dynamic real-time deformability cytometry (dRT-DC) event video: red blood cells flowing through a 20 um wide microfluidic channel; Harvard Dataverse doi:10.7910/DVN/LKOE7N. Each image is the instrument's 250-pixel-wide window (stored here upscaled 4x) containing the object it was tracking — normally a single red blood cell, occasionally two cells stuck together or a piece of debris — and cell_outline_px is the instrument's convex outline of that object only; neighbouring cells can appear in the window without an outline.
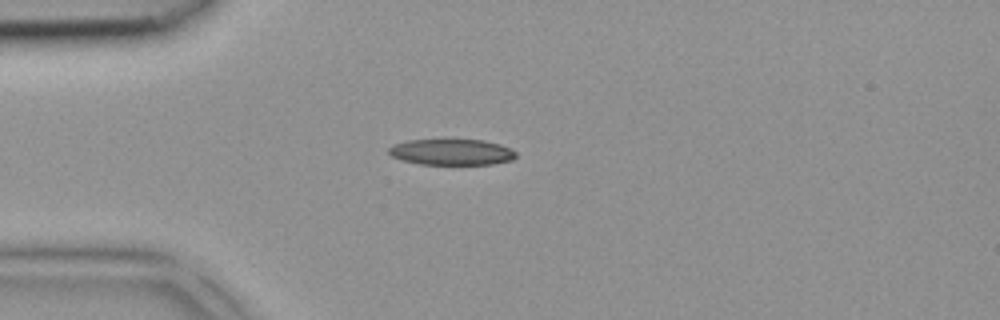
{"species": "common noctule bat (a hibernating species)", "species_latin": "Nyctalus noctula", "temperature_condition": "room temperature", "stored_images_in_passage": 1, "camera_frame_rate_fps": 3000, "um_per_image_px": 0.085, "animal": {"sex": "female", "body_mass_g": 18.4}, "frame": {"image": 1, "passage_image": 1, "time_ms": 0.0, "image_size_px": [1000, 320], "cell_outline_px": [[516, 156], [512, 160], [492, 164], [420, 164], [400, 160], [392, 156], [388, 152], [388, 148], [392, 144], [408, 140], [484, 140], [500, 144], [516, 152]], "centroid_in_image_um": [38.35, 12.92], "position_along_channel_um": 46.6, "area_um2": 19.25}}